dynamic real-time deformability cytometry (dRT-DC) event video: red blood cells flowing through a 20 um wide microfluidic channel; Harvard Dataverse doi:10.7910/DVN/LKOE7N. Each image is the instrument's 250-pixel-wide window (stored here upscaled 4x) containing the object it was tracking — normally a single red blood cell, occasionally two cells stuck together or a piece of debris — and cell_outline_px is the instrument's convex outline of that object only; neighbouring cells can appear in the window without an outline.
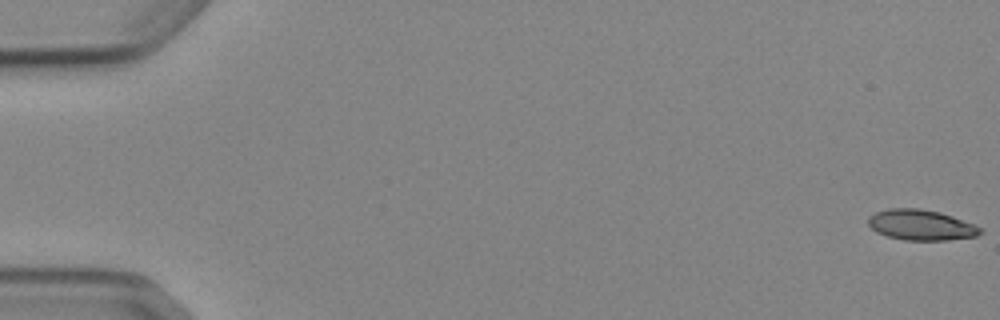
{"species": "Egyptian fruit bat (a non-hibernating species)", "species_latin": "Rousettus aegyptiacus", "temperature_condition": "cold", "stored_images_in_passage": 8, "camera_frame_rate_fps": 3000, "um_per_image_px": 0.085, "animal": {"sex": "female"}, "frame": {"image": 1, "passage_image": 1, "time_ms": 0.0, "image_size_px": [1000, 320], "cell_outline_px": [[984, 232], [976, 236], [944, 240], [904, 240], [888, 236], [876, 232], [868, 224], [868, 216], [876, 212], [888, 208], [920, 208], [940, 212], [952, 216], [972, 224], [980, 228]], "centroid_in_image_um": [78.25, 19.11], "position_along_channel_um": 6.7, "area_um2": 19.83}}
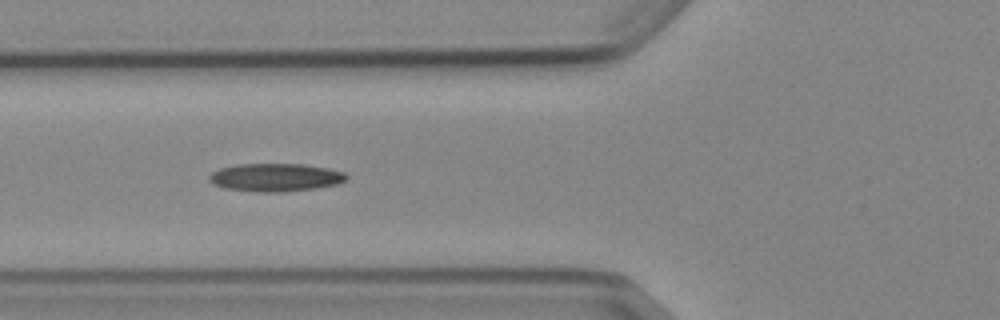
{"frame": {"image": 2, "passage_image": 6, "time_ms": 6.667, "image_size_px": [1000, 320], "cell_outline_px": [[348, 180], [336, 184], [312, 188], [280, 192], [256, 192], [224, 188], [208, 180], [208, 176], [212, 172], [220, 168], [236, 164], [304, 164], [328, 168], [344, 172], [348, 176]], "centroid_in_image_um": [23.41, 15.07], "position_along_channel_um": 102.4, "area_um2": 22.37}}
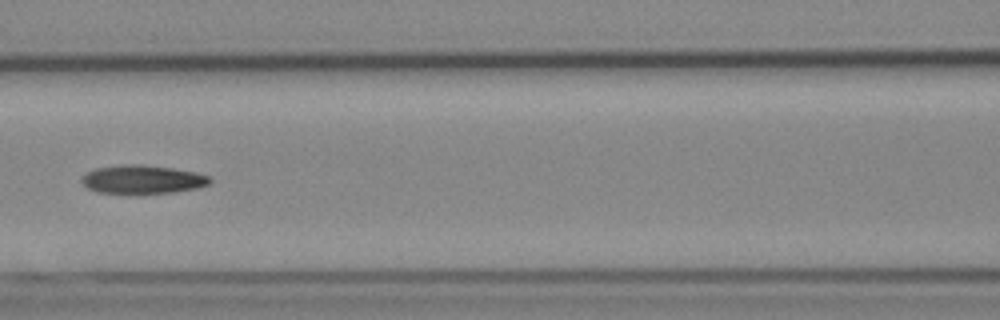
{"frame": {"image": 3, "passage_image": 7, "time_ms": 8.0, "image_size_px": [1000, 320], "cell_outline_px": [[212, 180], [208, 184], [200, 188], [176, 192], [96, 192], [88, 188], [80, 180], [88, 172], [96, 168], [120, 164], [140, 164], [172, 168], [196, 172], [208, 176]], "centroid_in_image_um": [12.14, 15.23], "position_along_channel_um": 154.5, "area_um2": 20.98}}